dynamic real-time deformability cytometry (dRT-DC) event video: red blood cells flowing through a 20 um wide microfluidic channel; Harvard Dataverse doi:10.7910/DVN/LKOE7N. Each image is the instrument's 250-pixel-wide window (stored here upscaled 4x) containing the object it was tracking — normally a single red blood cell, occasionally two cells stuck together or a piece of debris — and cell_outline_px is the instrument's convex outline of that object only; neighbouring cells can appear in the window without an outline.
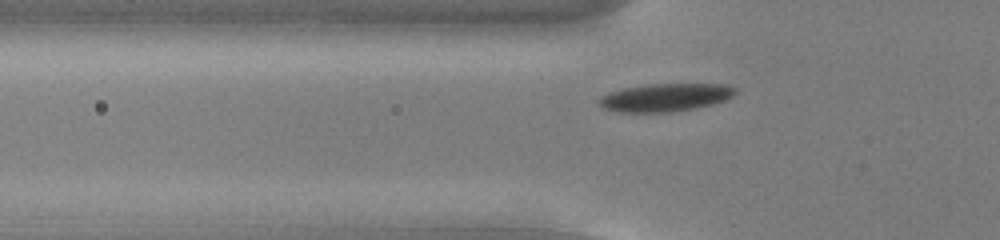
{"species": "common noctule bat (a hibernating species)", "species_latin": "Nyctalus noctula", "temperature_condition": "cold", "stored_images_in_passage": 46, "camera_frame_rate_fps": 3000, "um_per_image_px": 0.085, "animal": {"sex": "male", "body_mass_g": 13.0, "forearm_length_mm": 53.1}, "frame": {"image": 1, "passage_image": 9, "time_ms": 2.667, "image_size_px": [1000, 240], "cell_outline_px": [[736, 92], [732, 96], [724, 100], [712, 104], [696, 108], [672, 112], [616, 112], [604, 108], [596, 100], [600, 96], [624, 88], [648, 84], [724, 84], [736, 88]], "centroid_in_image_um": [56.54, 8.28], "position_along_channel_um": 69.3, "area_um2": 22.14}}
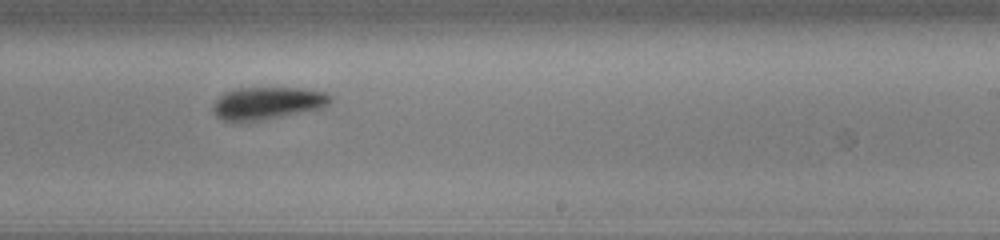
{"frame": {"image": 2, "passage_image": 25, "time_ms": 8.0, "image_size_px": [1000, 240], "cell_outline_px": [[332, 100], [328, 104], [320, 108], [260, 120], [220, 120], [212, 112], [212, 104], [224, 92], [236, 88], [300, 88], [328, 92], [332, 96]], "centroid_in_image_um": [22.71, 8.74], "position_along_channel_um": 266.3, "area_um2": 21.96}}
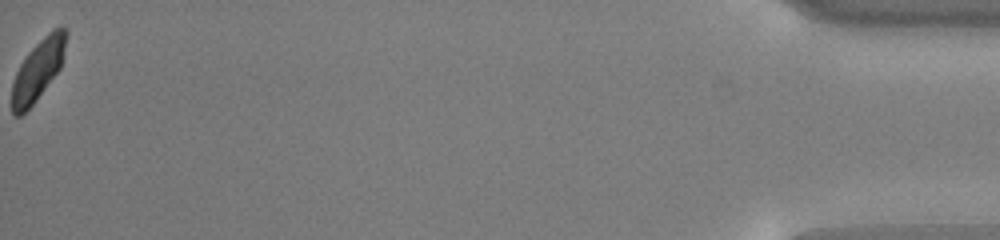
{"frame": {"image": 3, "passage_image": 46, "time_ms": 15.0, "image_size_px": [1000, 240], "cell_outline_px": [[68, 32], [60, 68], [32, 104], [20, 116], [12, 116], [12, 84], [16, 72], [20, 64], [28, 52], [52, 28], [60, 24]], "centroid_in_image_um": [3.23, 5.89], "position_along_channel_um": 432.0, "area_um2": 18.9}, "authors_computed_cell_mechanics": {"area_um2": 21.964, "velocity_mm_per_s": 3.7225, "shape_relaxation_time_tau1_ms": 2.1631, "shape_relaxation_time_tau2_ms": null, "deformation_change_tau1": 0.0752, "deformation_change_tau2": null}}